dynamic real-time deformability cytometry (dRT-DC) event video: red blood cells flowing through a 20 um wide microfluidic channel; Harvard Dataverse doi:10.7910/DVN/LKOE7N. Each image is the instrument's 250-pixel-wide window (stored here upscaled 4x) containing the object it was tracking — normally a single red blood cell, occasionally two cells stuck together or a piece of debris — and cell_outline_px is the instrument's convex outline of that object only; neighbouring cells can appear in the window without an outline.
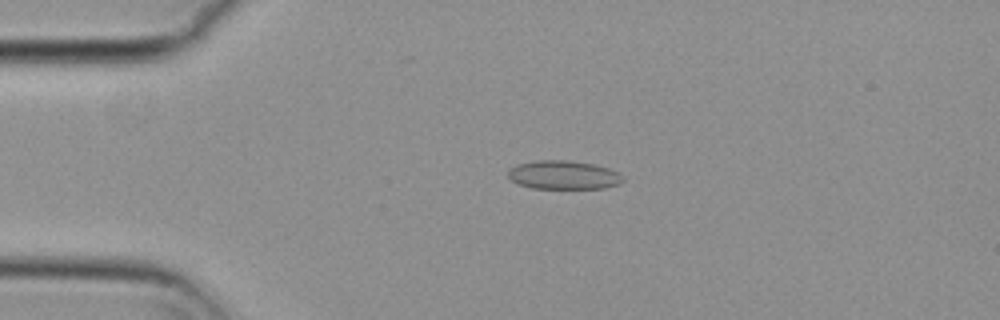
{"species": "common noctule bat (a hibernating species)", "species_latin": "Nyctalus noctula", "temperature_condition": "cold", "stored_images_in_passage": 55, "camera_frame_rate_fps": 3000, "um_per_image_px": 0.085, "animal": {"sex": "female", "body_mass_g": 29.2, "forearm_length_mm": 56.3}, "frame": {"image": 1, "passage_image": 12, "time_ms": 3.667, "image_size_px": [1000, 320], "cell_outline_px": [[624, 180], [620, 184], [604, 188], [532, 188], [520, 184], [512, 180], [508, 176], [508, 172], [512, 168], [520, 164], [540, 160], [568, 160], [596, 164], [608, 168], [624, 176]], "centroid_in_image_um": [47.96, 14.87], "position_along_channel_um": 37.0, "area_um2": 19.02}}
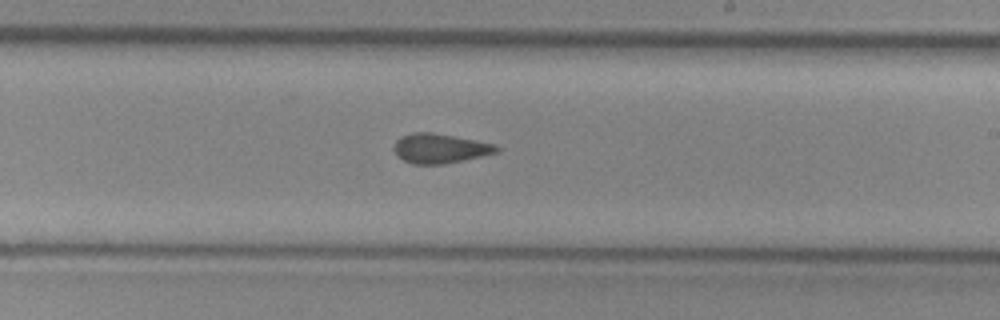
{"frame": {"image": 2, "passage_image": 32, "time_ms": 10.333, "image_size_px": [1000, 320], "cell_outline_px": [[500, 152], [464, 160], [444, 164], [412, 164], [396, 156], [392, 148], [396, 140], [400, 136], [412, 132], [432, 132], [476, 140], [492, 144], [500, 148]], "centroid_in_image_um": [37.36, 12.61], "position_along_channel_um": 251.6, "area_um2": 17.86}}
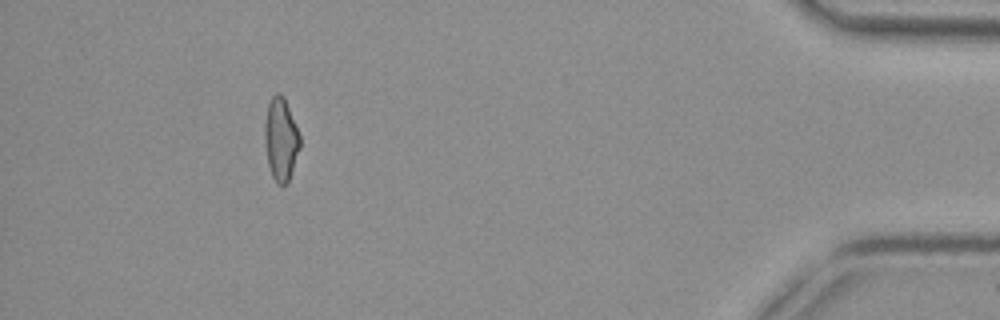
{"frame": {"image": 3, "passage_image": 50, "time_ms": 16.333, "image_size_px": [1000, 320], "cell_outline_px": [[300, 148], [288, 184], [276, 184], [272, 176], [268, 164], [264, 144], [264, 124], [268, 104], [272, 96], [276, 92], [280, 92], [284, 96], [300, 136]], "centroid_in_image_um": [23.86, 11.84], "position_along_channel_um": 411.3, "area_um2": 17.22}, "authors_computed_cell_mechanics": {"area_um2": 18.0336, "velocity_mm_per_s": 3.7199, "shape_relaxation_time_tau1_ms": null, "shape_relaxation_time_tau2_ms": 3.3046, "deformation_change_tau1": null, "deformation_change_tau2": 0.0825}}